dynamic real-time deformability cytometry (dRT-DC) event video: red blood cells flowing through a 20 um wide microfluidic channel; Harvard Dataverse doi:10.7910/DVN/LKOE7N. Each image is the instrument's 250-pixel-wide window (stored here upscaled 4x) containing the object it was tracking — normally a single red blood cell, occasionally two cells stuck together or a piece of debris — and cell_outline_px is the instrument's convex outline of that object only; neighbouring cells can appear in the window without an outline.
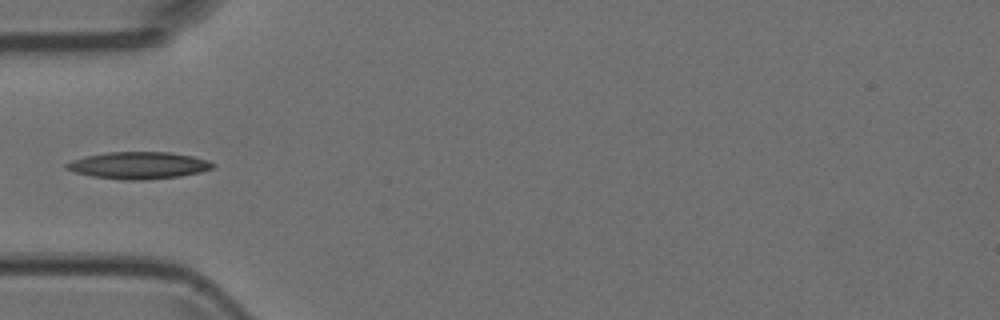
{"species": "Egyptian fruit bat (a non-hibernating species)", "species_latin": "Rousettus aegyptiacus", "temperature_condition": "room temperature", "stored_images_in_passage": 5, "camera_frame_rate_fps": 3000, "um_per_image_px": 0.085, "animal": {"sex": "female"}, "frame": {"image": 1, "passage_image": 5, "time_ms": 1.333, "image_size_px": [1000, 320], "cell_outline_px": [[216, 164], [212, 168], [200, 172], [180, 176], [148, 180], [124, 180], [92, 176], [72, 172], [64, 168], [64, 164], [72, 160], [84, 156], [104, 152], [168, 152], [192, 156], [208, 160]], "centroid_in_image_um": [11.73, 14.06], "position_along_channel_um": 73.3, "area_um2": 23.24}}